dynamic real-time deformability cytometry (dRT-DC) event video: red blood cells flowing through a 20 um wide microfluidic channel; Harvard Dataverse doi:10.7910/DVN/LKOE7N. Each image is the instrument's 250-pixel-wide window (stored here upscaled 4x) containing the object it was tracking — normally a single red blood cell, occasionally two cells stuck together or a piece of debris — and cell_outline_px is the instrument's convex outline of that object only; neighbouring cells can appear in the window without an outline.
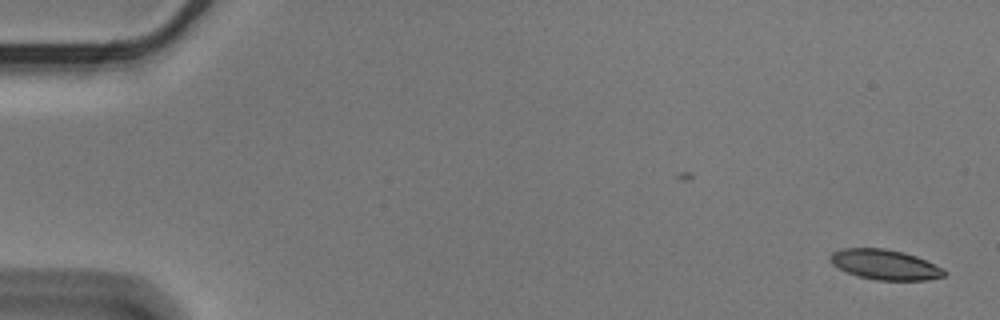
{"species": "Egyptian fruit bat (a non-hibernating species)", "species_latin": "Rousettus aegyptiacus", "temperature_condition": "cold", "stored_images_in_passage": 56, "camera_frame_rate_fps": 3000, "um_per_image_px": 0.085, "animal": {"sex": "male"}, "frame": {"image": 1, "passage_image": 1, "time_ms": 0.0, "image_size_px": [1000, 320], "cell_outline_px": [[948, 272], [944, 276], [928, 280], [876, 280], [860, 276], [848, 272], [832, 264], [832, 252], [844, 248], [884, 248], [904, 252], [916, 256], [944, 268]], "centroid_in_image_um": [75.29, 22.49], "position_along_channel_um": 9.7, "area_um2": 19.83}}
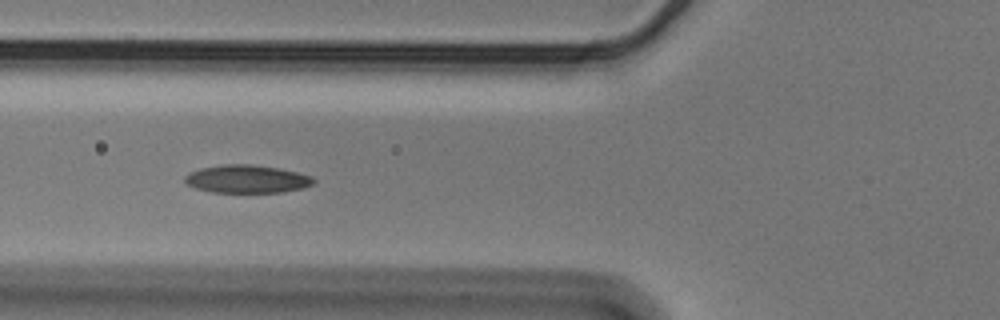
{"frame": {"image": 2, "passage_image": 21, "time_ms": 6.667, "image_size_px": [1000, 320], "cell_outline_px": [[316, 180], [312, 184], [304, 188], [284, 192], [212, 192], [196, 188], [188, 184], [184, 180], [184, 176], [188, 172], [200, 168], [220, 164], [252, 164], [280, 168], [312, 176]], "centroid_in_image_um": [20.98, 15.2], "position_along_channel_um": 104.8, "area_um2": 21.15}}
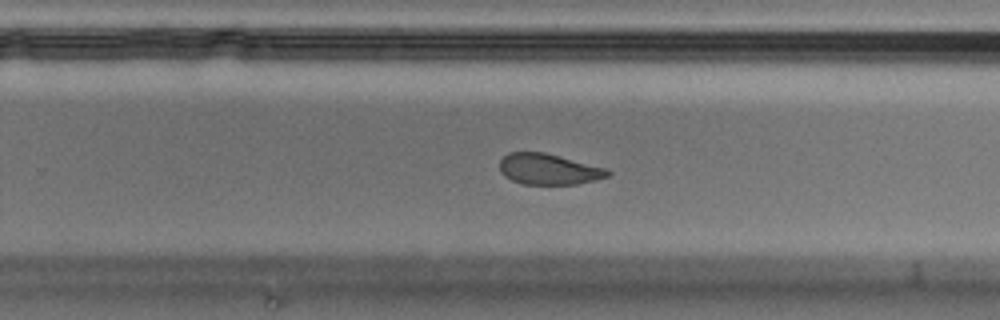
{"frame": {"image": 3, "passage_image": 36, "time_ms": 11.667, "image_size_px": [1000, 320], "cell_outline_px": [[612, 172], [608, 176], [596, 180], [576, 184], [524, 184], [512, 180], [504, 176], [500, 172], [500, 160], [508, 152], [544, 152], [608, 168]], "centroid_in_image_um": [46.65, 14.38], "position_along_channel_um": 283.1, "area_um2": 19.54}, "authors_computed_cell_mechanics": {"area_um2": 20.8658, "velocity_mm_per_s": 3.5681, "shape_relaxation_time_tau1_ms": 5.4482, "shape_relaxation_time_tau2_ms": 2.5647, "deformation_change_tau1": 0.1338, "deformation_change_tau2": 0.0793}}